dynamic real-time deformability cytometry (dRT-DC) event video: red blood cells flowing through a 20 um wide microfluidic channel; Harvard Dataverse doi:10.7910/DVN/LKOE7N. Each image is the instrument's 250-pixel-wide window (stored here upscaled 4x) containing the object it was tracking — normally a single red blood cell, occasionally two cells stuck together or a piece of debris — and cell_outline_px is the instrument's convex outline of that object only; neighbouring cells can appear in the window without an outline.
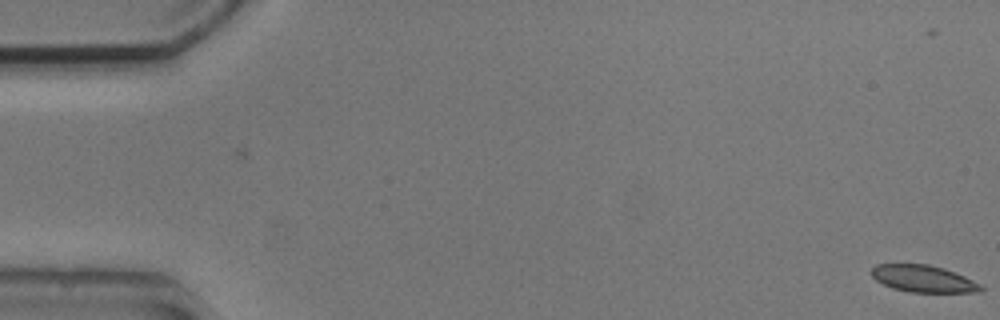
{"species": "common noctule bat (a hibernating species)", "species_latin": "Nyctalus noctula", "temperature_condition": "cold", "stored_images_in_passage": 5, "camera_frame_rate_fps": 3000, "um_per_image_px": 0.085, "animal": {"sex": "male", "body_mass_g": 20.5, "forearm_length_mm": 52.5}, "frame": {"image": 1, "passage_image": 1, "time_ms": 0.0, "image_size_px": [1000, 320], "cell_outline_px": [[984, 292], [908, 292], [892, 288], [876, 280], [872, 276], [872, 268], [876, 264], [928, 264], [944, 268], [964, 276], [980, 284], [984, 288]], "centroid_in_image_um": [78.5, 23.69], "position_along_channel_um": 6.5, "area_um2": 17.17}}
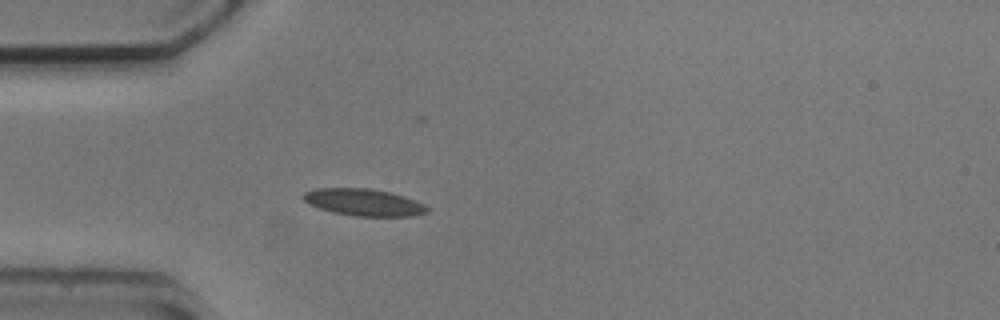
{"frame": {"image": 2, "passage_image": 5, "time_ms": 5.0, "image_size_px": [1000, 320], "cell_outline_px": [[432, 208], [428, 212], [412, 216], [352, 216], [332, 212], [308, 204], [300, 196], [304, 192], [316, 188], [368, 188], [388, 192], [404, 196], [424, 204]], "centroid_in_image_um": [30.91, 17.2], "position_along_channel_um": 54.1, "area_um2": 19.59}}